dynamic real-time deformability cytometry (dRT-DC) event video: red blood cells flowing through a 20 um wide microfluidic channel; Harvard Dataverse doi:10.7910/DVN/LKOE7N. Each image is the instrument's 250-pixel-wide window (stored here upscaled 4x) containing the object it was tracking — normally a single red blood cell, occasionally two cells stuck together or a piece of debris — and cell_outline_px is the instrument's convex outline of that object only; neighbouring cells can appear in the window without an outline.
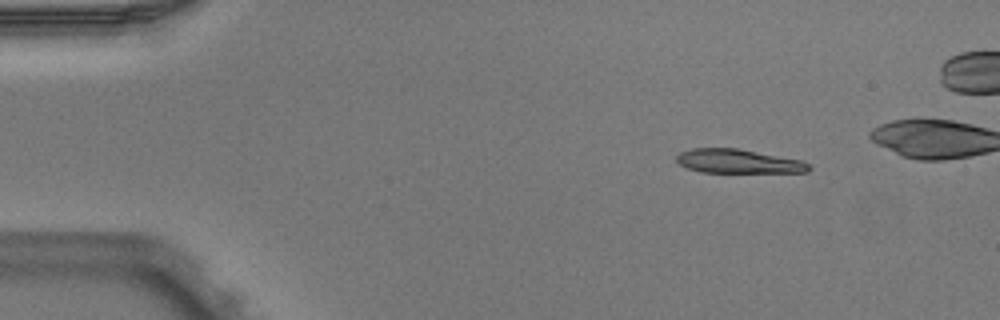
{"species": "Egyptian fruit bat (a non-hibernating species)", "species_latin": "Rousettus aegyptiacus", "temperature_condition": "warm", "stored_images_in_passage": 3, "camera_frame_rate_fps": 3000, "um_per_image_px": 0.085, "animal": {"sex": "male"}, "frame": {"image": 1, "passage_image": 1, "time_ms": 0.0, "image_size_px": [1000, 320], "cell_outline_px": [[812, 168], [808, 172], [700, 172], [688, 168], [680, 164], [676, 160], [676, 156], [680, 152], [692, 148], [736, 148], [800, 160], [808, 164]], "centroid_in_image_um": [62.72, 13.71], "position_along_channel_um": 22.3, "area_um2": 18.26}}